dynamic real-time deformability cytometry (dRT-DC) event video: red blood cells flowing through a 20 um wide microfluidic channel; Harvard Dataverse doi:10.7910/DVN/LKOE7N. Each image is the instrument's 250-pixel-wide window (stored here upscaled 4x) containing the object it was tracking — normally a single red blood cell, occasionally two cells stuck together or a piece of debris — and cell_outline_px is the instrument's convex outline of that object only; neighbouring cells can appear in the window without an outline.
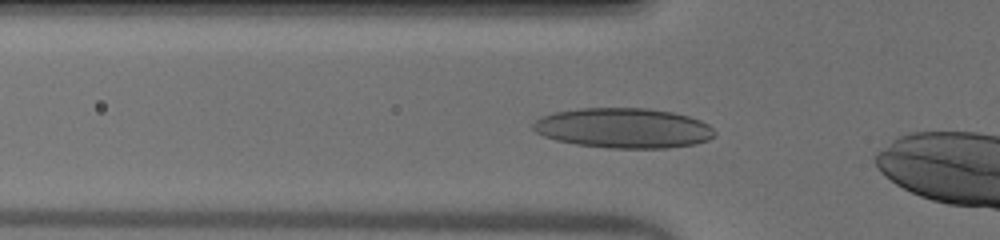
{"species": "human", "species_latin": "Homo sapiens", "temperature_condition": "warm", "stored_images_in_passage": 38, "camera_frame_rate_fps": 3000, "um_per_image_px": 0.085, "donor": {"sex": "male"}, "frame": {"image": 1, "passage_image": 3, "time_ms": 0.667, "image_size_px": [1000, 240], "cell_outline_px": [[716, 136], [708, 140], [696, 144], [668, 148], [608, 148], [576, 144], [556, 140], [544, 136], [536, 132], [532, 128], [532, 124], [540, 116], [556, 112], [580, 108], [648, 108], [672, 112], [688, 116], [700, 120], [708, 124], [716, 132]], "centroid_in_image_um": [53.01, 10.89], "position_along_channel_um": 72.8, "area_um2": 42.54}}
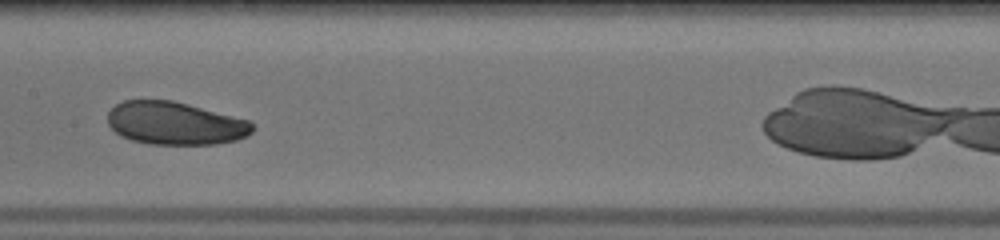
{"frame": {"image": 2, "passage_image": 12, "time_ms": 3.667, "image_size_px": [1000, 240], "cell_outline_px": [[252, 132], [236, 140], [216, 144], [148, 144], [132, 140], [120, 136], [108, 124], [108, 112], [116, 104], [124, 100], [172, 100], [188, 104], [248, 120], [252, 124]], "centroid_in_image_um": [14.84, 10.48], "position_along_channel_um": 192.6, "area_um2": 35.95}}
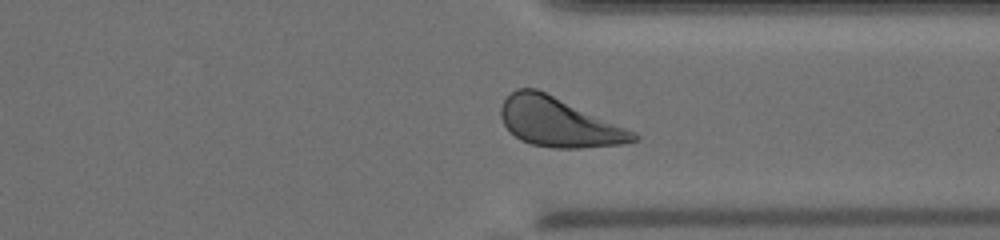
{"frame": {"image": 3, "passage_image": 25, "time_ms": 8.0, "image_size_px": [1000, 240], "cell_outline_px": [[640, 140], [624, 144], [580, 148], [552, 148], [532, 144], [520, 140], [504, 124], [500, 116], [500, 108], [504, 100], [516, 88], [536, 88], [636, 132], [640, 136]], "centroid_in_image_um": [47.51, 10.4], "position_along_channel_um": 363.9, "area_um2": 37.69}, "authors_computed_cell_mechanics": {"area_um2": 37.4544, "velocity_mm_per_s": 3.9597, "shape_relaxation_time_tau1_ms": 2.8074, "shape_relaxation_time_tau2_ms": 11.0401, "deformation_change_tau1": 0.1205, "deformation_change_tau2": 0.2314}}